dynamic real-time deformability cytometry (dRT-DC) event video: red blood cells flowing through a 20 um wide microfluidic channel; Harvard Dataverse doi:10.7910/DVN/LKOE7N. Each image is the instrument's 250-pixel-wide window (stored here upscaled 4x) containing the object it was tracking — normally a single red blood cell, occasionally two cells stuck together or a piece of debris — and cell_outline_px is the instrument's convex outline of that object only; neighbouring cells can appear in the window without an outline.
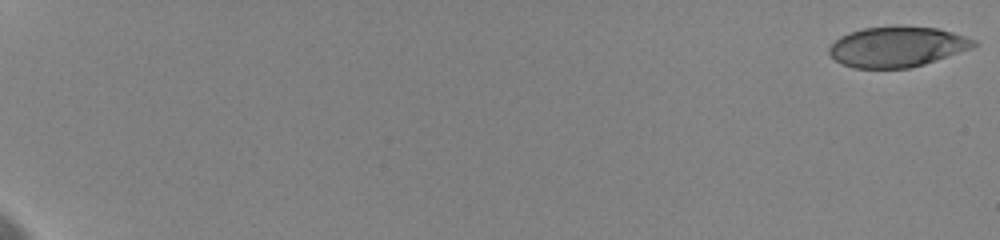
{"species": "human", "species_latin": "Homo sapiens", "temperature_condition": "cold", "stored_images_in_passage": 21, "camera_frame_rate_fps": 3000, "um_per_image_px": 0.085, "donor": {"sex": "female"}, "frame": {"image": 1, "passage_image": 1, "time_ms": 0.0, "image_size_px": [1000, 240], "cell_outline_px": [[976, 44], [972, 48], [912, 68], [852, 68], [840, 64], [828, 52], [828, 48], [840, 36], [864, 28], [896, 24], [900, 24], [936, 28], [952, 32], [976, 40]], "centroid_in_image_um": [76.24, 3.96], "position_along_channel_um": 8.8, "area_um2": 34.33}}
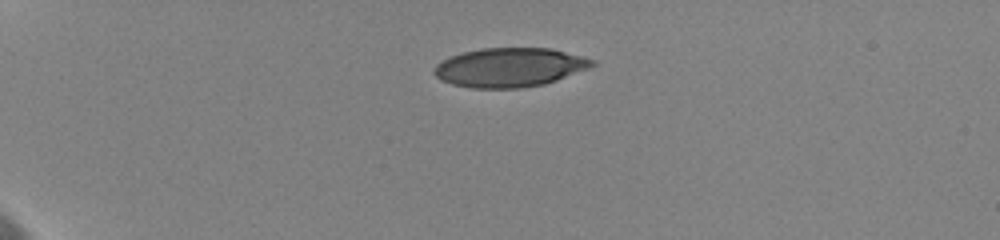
{"frame": {"image": 2, "passage_image": 8, "time_ms": 5.333, "image_size_px": [1000, 240], "cell_outline_px": [[596, 64], [588, 68], [556, 80], [544, 84], [520, 88], [472, 88], [452, 84], [440, 80], [432, 72], [432, 68], [436, 64], [452, 56], [464, 52], [480, 48], [552, 48], [596, 60]], "centroid_in_image_um": [43.3, 5.73], "position_along_channel_um": 41.7, "area_um2": 35.95}}